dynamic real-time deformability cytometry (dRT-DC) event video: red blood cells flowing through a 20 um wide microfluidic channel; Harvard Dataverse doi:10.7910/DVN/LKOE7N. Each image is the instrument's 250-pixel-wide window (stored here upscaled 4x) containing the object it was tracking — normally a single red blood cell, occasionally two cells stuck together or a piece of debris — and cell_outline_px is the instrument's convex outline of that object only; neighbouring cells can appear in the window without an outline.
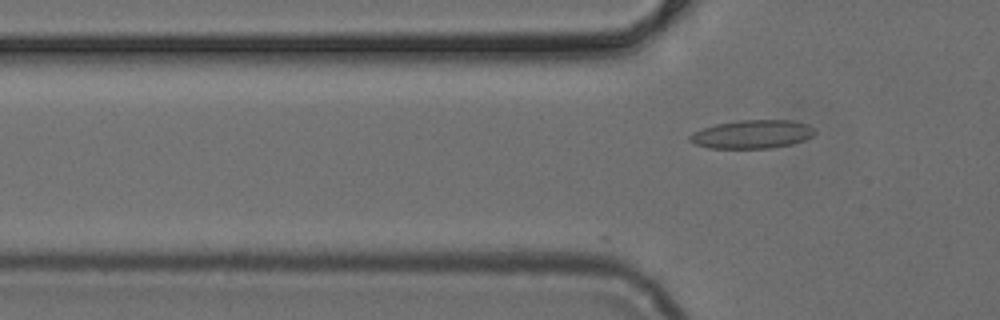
{"species": "common noctule bat (a hibernating species)", "species_latin": "Nyctalus noctula", "temperature_condition": "cold", "stored_images_in_passage": 5, "camera_frame_rate_fps": 3000, "um_per_image_px": 0.085, "animal": {"sex": "female", "body_mass_g": 24.6, "forearm_length_mm": 56.2}, "frame": {"image": 1, "passage_image": 5, "time_ms": 1.333, "image_size_px": [1000, 320], "cell_outline_px": [[816, 132], [812, 136], [804, 140], [792, 144], [772, 148], [708, 148], [696, 144], [688, 140], [688, 136], [692, 132], [716, 124], [736, 120], [792, 120], [808, 124], [816, 128]], "centroid_in_image_um": [63.96, 11.4], "position_along_channel_um": 61.8, "area_um2": 20.92}}